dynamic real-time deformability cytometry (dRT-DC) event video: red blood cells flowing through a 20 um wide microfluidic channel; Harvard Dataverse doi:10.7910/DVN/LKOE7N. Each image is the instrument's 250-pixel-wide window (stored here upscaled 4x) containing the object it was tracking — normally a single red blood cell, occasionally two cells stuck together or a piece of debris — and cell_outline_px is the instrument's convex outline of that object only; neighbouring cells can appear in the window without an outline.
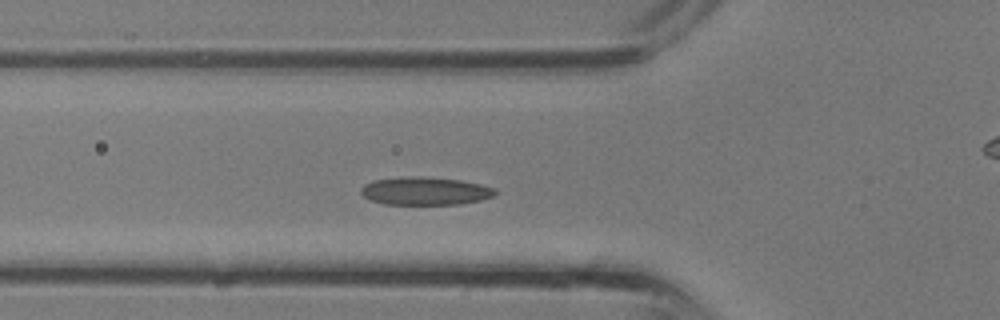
{"species": "common noctule bat (a hibernating species)", "species_latin": "Nyctalus noctula", "temperature_condition": "room temperature", "stored_images_in_passage": 33, "camera_frame_rate_fps": 3000, "um_per_image_px": 0.085, "animal": {"sex": "male", "body_mass_g": 13.3}, "frame": {"image": 1, "passage_image": 9, "time_ms": 2.667, "image_size_px": [1000, 320], "cell_outline_px": [[496, 192], [492, 196], [480, 200], [460, 204], [384, 204], [368, 200], [360, 192], [360, 188], [364, 184], [372, 180], [412, 176], [420, 176], [460, 180], [480, 184], [496, 188]], "centroid_in_image_um": [36.09, 16.23], "position_along_channel_um": 89.7, "area_um2": 21.91}}
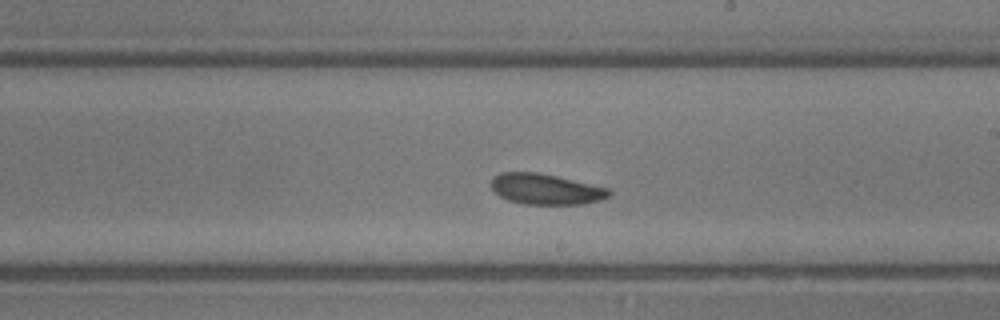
{"frame": {"image": 2, "passage_image": 17, "time_ms": 5.333, "image_size_px": [1000, 320], "cell_outline_px": [[612, 196], [600, 200], [584, 204], [524, 204], [508, 200], [492, 192], [492, 176], [500, 172], [536, 172], [556, 176], [608, 188], [612, 192]], "centroid_in_image_um": [46.38, 16.08], "position_along_channel_um": 242.6, "area_um2": 21.15}}
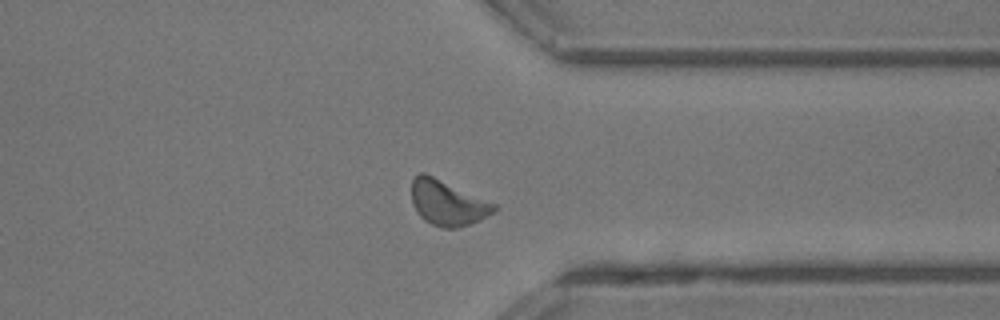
{"frame": {"image": 3, "passage_image": 24, "time_ms": 7.667, "image_size_px": [1000, 320], "cell_outline_px": [[496, 212], [480, 220], [460, 228], [444, 228], [432, 224], [424, 220], [420, 216], [412, 204], [412, 180], [420, 172], [424, 172], [496, 204]], "centroid_in_image_um": [38.04, 17.26], "position_along_channel_um": 373.4, "area_um2": 21.62}}